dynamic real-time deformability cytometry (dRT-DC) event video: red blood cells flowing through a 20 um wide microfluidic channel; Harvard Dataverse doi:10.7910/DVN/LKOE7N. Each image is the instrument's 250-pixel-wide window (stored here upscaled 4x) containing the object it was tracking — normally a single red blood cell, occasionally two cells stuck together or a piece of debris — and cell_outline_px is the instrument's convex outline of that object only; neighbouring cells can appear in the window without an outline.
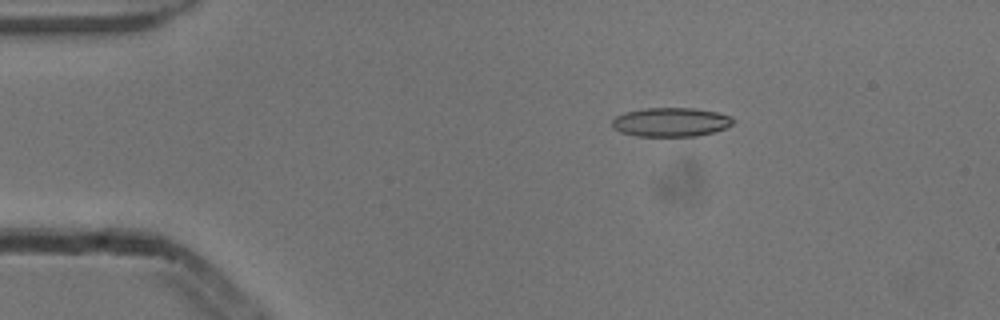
{"species": "common noctule bat (a hibernating species)", "species_latin": "Nyctalus noctula", "temperature_condition": "cold", "stored_images_in_passage": 5, "camera_frame_rate_fps": 3000, "um_per_image_px": 0.085, "animal": {"sex": "male", "body_mass_g": 13.3}, "frame": {"image": 1, "passage_image": 3, "time_ms": 0.667, "image_size_px": [1000, 320], "cell_outline_px": [[736, 120], [732, 124], [724, 128], [712, 132], [696, 136], [636, 136], [620, 132], [612, 128], [612, 120], [616, 116], [624, 112], [644, 108], [696, 108], [716, 112], [732, 116]], "centroid_in_image_um": [57.0, 10.37], "position_along_channel_um": 28.0, "area_um2": 20.58}}